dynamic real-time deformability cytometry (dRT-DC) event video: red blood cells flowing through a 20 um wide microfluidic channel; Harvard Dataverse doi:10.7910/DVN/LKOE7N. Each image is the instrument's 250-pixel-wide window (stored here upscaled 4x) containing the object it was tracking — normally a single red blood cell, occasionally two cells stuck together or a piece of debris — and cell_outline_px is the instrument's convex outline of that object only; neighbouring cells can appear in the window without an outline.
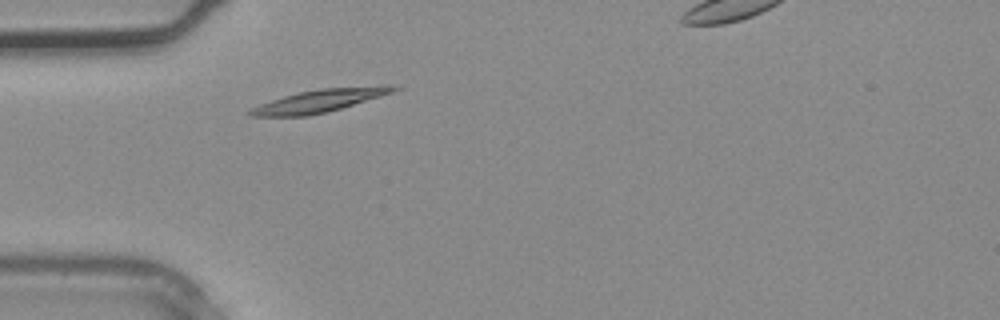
{"species": "common noctule bat (a hibernating species)", "species_latin": "Nyctalus noctula", "temperature_condition": "warm", "stored_images_in_passage": 2, "segment_of_instrument_passage": [1, 2], "camera_frame_rate_fps": 3000, "um_per_image_px": 0.085, "animal": {"sex": "male", "body_mass_g": 20.4}, "frame": {"image": 1, "passage_image": 1, "time_ms": 0.0, "image_size_px": [1000, 320], "cell_outline_px": [[400, 88], [392, 92], [380, 96], [340, 108], [308, 116], [252, 116], [244, 112], [260, 104], [284, 96], [300, 92], [320, 88], [384, 84], [388, 84]], "centroid_in_image_um": [27.17, 8.54], "position_along_channel_um": 57.8, "area_um2": 18.9}}